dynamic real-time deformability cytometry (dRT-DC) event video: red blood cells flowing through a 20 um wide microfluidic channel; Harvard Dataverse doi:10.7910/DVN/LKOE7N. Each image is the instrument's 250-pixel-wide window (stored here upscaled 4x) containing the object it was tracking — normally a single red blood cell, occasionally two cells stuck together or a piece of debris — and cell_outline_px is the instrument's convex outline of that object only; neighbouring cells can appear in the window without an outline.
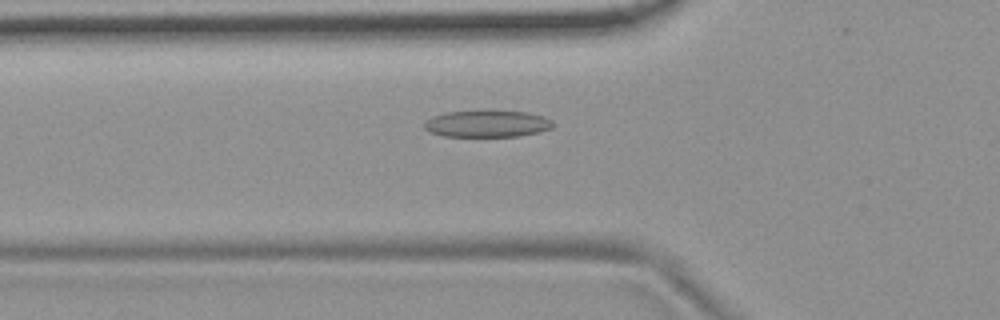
{"species": "common noctule bat (a hibernating species)", "species_latin": "Nyctalus noctula", "temperature_condition": "room temperature", "stored_images_in_passage": 51, "camera_frame_rate_fps": 3000, "um_per_image_px": 0.085, "animal": {"sex": "female", "body_mass_g": 19.9}, "frame": {"image": 1, "passage_image": 16, "time_ms": 5.0, "image_size_px": [1000, 320], "cell_outline_px": [[556, 124], [552, 128], [540, 132], [516, 136], [444, 136], [432, 132], [424, 128], [424, 124], [432, 116], [448, 112], [524, 112], [544, 116], [552, 120]], "centroid_in_image_um": [41.46, 10.54], "position_along_channel_um": 84.3, "area_um2": 19.59}}
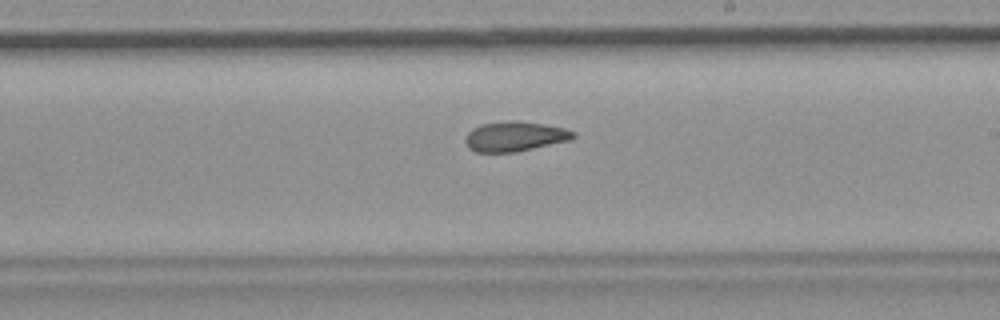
{"frame": {"image": 2, "passage_image": 29, "time_ms": 9.333, "image_size_px": [1000, 320], "cell_outline_px": [[576, 136], [572, 140], [516, 152], [476, 152], [468, 148], [464, 140], [468, 132], [472, 128], [480, 124], [508, 120], [520, 120], [544, 124], [564, 128], [576, 132]], "centroid_in_image_um": [43.77, 11.59], "position_along_channel_um": 245.2, "area_um2": 19.13}}
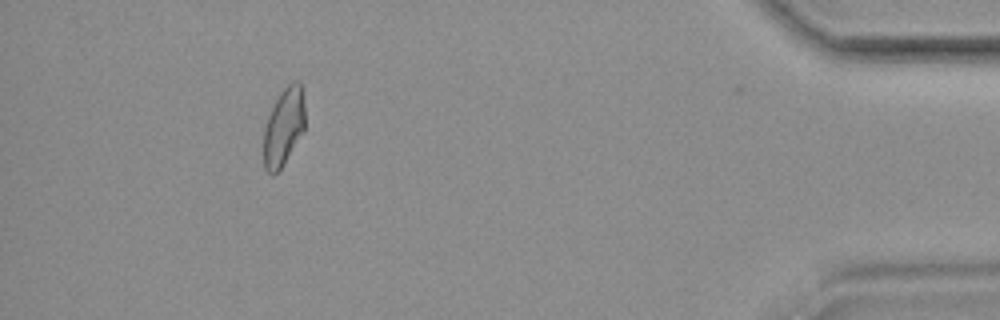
{"frame": {"image": 3, "passage_image": 47, "time_ms": 15.333, "image_size_px": [1000, 320], "cell_outline_px": [[304, 132], [280, 168], [272, 176], [264, 168], [264, 128], [268, 116], [280, 92], [292, 80], [300, 80], [304, 88]], "centroid_in_image_um": [24.14, 10.72], "position_along_channel_um": 411.1, "area_um2": 18.84}, "authors_computed_cell_mechanics": {"area_um2": 19.652, "velocity_mm_per_s": 3.7151, "shape_relaxation_time_tau1_ms": 8.4847, "shape_relaxation_time_tau2_ms": 2.9776, "deformation_change_tau1": 0.1979, "deformation_change_tau2": 0.098}}